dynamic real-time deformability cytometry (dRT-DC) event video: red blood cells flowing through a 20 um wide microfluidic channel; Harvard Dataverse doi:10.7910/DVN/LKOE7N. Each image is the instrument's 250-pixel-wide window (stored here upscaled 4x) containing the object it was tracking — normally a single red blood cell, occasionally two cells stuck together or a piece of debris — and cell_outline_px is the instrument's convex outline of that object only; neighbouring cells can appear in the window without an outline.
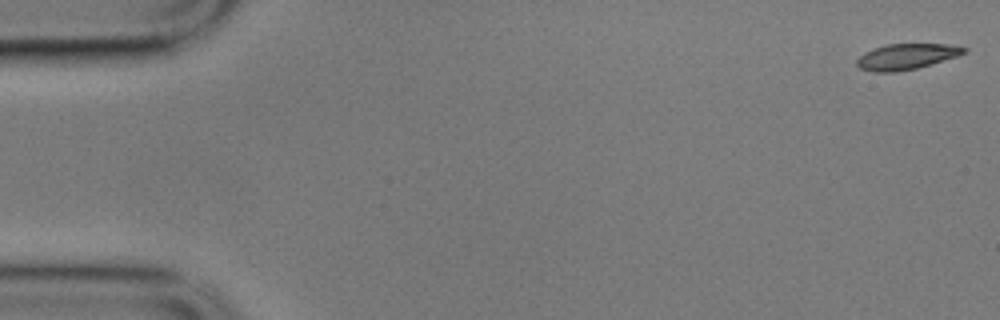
{"species": "common noctule bat (a hibernating species)", "species_latin": "Nyctalus noctula", "temperature_condition": "cold", "stored_images_in_passage": 51, "camera_frame_rate_fps": 3000, "um_per_image_px": 0.085, "animal": {"sex": "male", "body_mass_g": 17.9}, "frame": {"image": 1, "passage_image": 1, "time_ms": 0.0, "image_size_px": [1000, 320], "cell_outline_px": [[968, 52], [956, 56], [916, 68], [896, 72], [872, 72], [860, 68], [856, 64], [856, 60], [864, 52], [888, 44], [948, 44], [968, 48]], "centroid_in_image_um": [77.03, 4.81], "position_along_channel_um": 8.0, "area_um2": 15.9}}
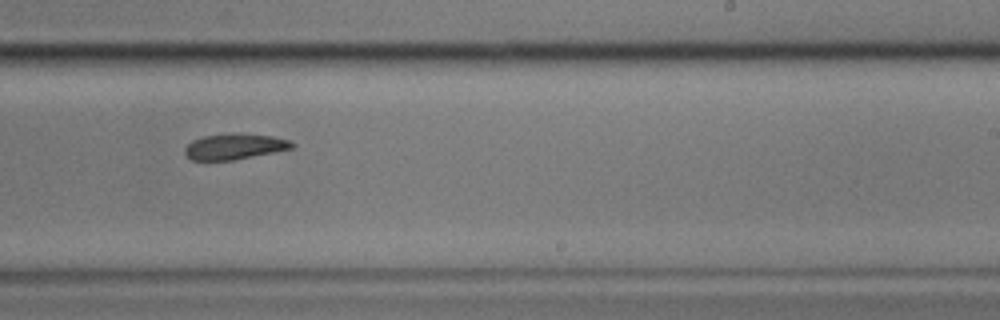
{"frame": {"image": 2, "passage_image": 35, "time_ms": 11.333, "image_size_px": [1000, 320], "cell_outline_px": [[296, 144], [292, 148], [232, 160], [192, 160], [184, 152], [184, 148], [192, 140], [204, 136], [272, 136], [288, 140]], "centroid_in_image_um": [19.9, 12.5], "position_along_channel_um": 269.1, "area_um2": 14.97}}
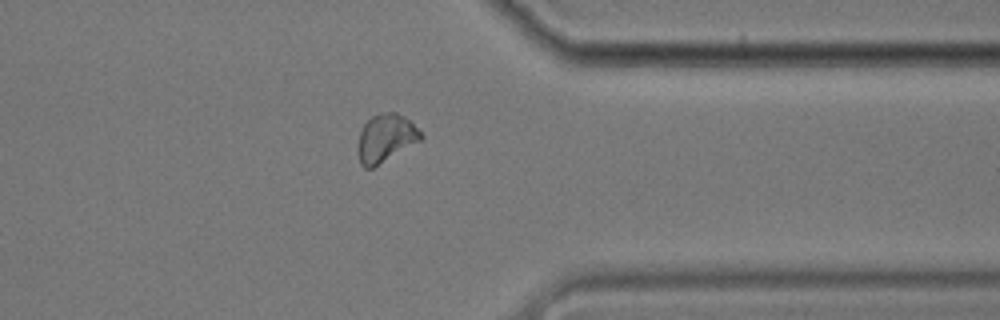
{"frame": {"image": 3, "passage_image": 45, "time_ms": 14.667, "image_size_px": [1000, 320], "cell_outline_px": [[424, 136], [420, 140], [372, 168], [364, 168], [360, 164], [356, 148], [356, 144], [360, 132], [364, 124], [372, 116], [380, 112], [396, 112], [404, 116]], "centroid_in_image_um": [32.72, 11.74], "position_along_channel_um": 378.7, "area_um2": 17.46}, "authors_computed_cell_mechanics": {"area_um2": 17.1088, "velocity_mm_per_s": 3.5071, "shape_relaxation_time_tau1_ms": 4.5574, "shape_relaxation_time_tau2_ms": 4.4941, "deformation_change_tau1": 0.1108, "deformation_change_tau2": 0.1015}}